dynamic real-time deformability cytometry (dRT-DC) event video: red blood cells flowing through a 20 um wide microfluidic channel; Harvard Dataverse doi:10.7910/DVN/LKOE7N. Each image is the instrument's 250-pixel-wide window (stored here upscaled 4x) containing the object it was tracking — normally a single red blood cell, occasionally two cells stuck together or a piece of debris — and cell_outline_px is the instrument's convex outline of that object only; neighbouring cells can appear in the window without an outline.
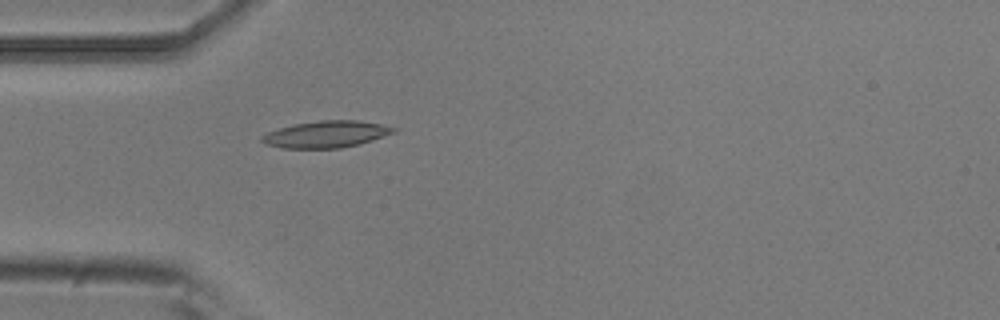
{"species": "common noctule bat (a hibernating species)", "species_latin": "Nyctalus noctula", "temperature_condition": "room temperature", "stored_images_in_passage": 5, "camera_frame_rate_fps": 3000, "um_per_image_px": 0.085, "animal": {"sex": "male", "body_mass_g": 20.5, "forearm_length_mm": 52.5}, "frame": {"image": 1, "passage_image": 5, "time_ms": 1.333, "image_size_px": [1000, 320], "cell_outline_px": [[400, 128], [396, 132], [360, 144], [340, 148], [280, 148], [264, 144], [260, 140], [260, 136], [268, 132], [292, 124], [320, 120], [356, 120], [380, 124]], "centroid_in_image_um": [27.72, 11.41], "position_along_channel_um": 57.3, "area_um2": 20.69}}